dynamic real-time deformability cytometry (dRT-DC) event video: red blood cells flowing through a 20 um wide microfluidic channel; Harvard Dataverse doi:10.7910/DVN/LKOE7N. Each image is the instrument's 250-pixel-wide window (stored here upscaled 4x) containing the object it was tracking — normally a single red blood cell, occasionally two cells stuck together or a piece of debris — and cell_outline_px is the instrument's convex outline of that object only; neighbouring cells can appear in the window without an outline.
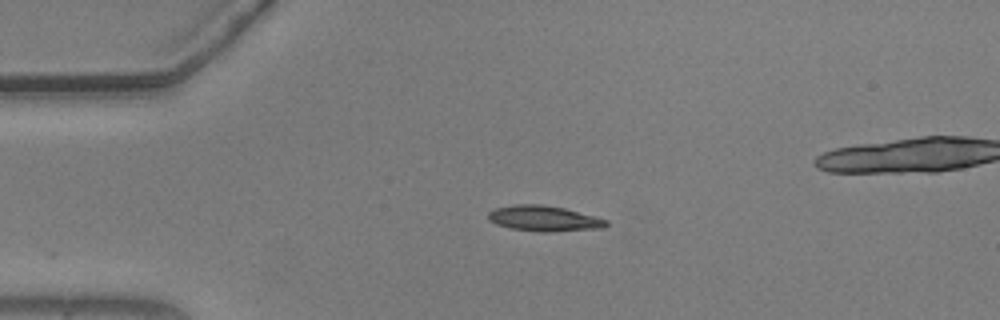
{"species": "common noctule bat (a hibernating species)", "species_latin": "Nyctalus noctula", "temperature_condition": "warm", "stored_images_in_passage": 15, "camera_frame_rate_fps": 3000, "um_per_image_px": 0.085, "animal": {"sex": "male", "body_mass_g": 20.5, "forearm_length_mm": 52.5}, "frame": {"image": 1, "passage_image": 3, "time_ms": 0.667, "image_size_px": [1000, 320], "cell_outline_px": [[608, 224], [604, 228], [548, 232], [540, 232], [512, 228], [496, 224], [488, 220], [488, 212], [496, 208], [516, 204], [540, 204], [564, 208], [596, 216], [608, 220]], "centroid_in_image_um": [46.26, 18.57], "position_along_channel_um": 38.7, "area_um2": 17.57}}